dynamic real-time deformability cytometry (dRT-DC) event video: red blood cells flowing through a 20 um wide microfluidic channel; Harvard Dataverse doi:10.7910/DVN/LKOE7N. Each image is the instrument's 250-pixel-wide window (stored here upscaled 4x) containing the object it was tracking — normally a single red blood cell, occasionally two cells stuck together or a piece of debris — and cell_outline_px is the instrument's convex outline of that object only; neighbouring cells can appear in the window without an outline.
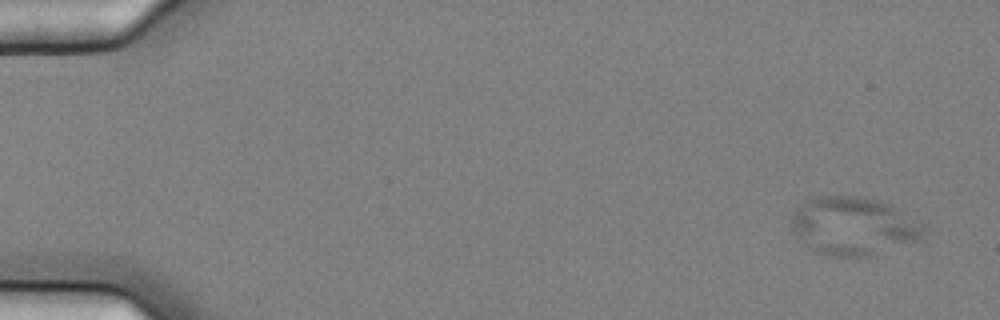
{"species": "common noctule bat (a hibernating species)", "species_latin": "Nyctalus noctula", "temperature_condition": "cold", "stored_images_in_passage": 18, "camera_frame_rate_fps": 3000, "um_per_image_px": 0.085, "animal": {"sex": "female", "body_mass_g": 25.1}, "frame": {"image": 1, "passage_image": 3, "time_ms": 0.667, "image_size_px": [1000, 320], "cell_outline_px": [[928, 228], [920, 236], [912, 240], [876, 256], [828, 256], [816, 252], [808, 248], [792, 228], [792, 212], [804, 200], [812, 196], [864, 196], [880, 200], [892, 204], [900, 208]], "centroid_in_image_um": [72.52, 19.18], "position_along_channel_um": 12.5, "area_um2": 45.08}}